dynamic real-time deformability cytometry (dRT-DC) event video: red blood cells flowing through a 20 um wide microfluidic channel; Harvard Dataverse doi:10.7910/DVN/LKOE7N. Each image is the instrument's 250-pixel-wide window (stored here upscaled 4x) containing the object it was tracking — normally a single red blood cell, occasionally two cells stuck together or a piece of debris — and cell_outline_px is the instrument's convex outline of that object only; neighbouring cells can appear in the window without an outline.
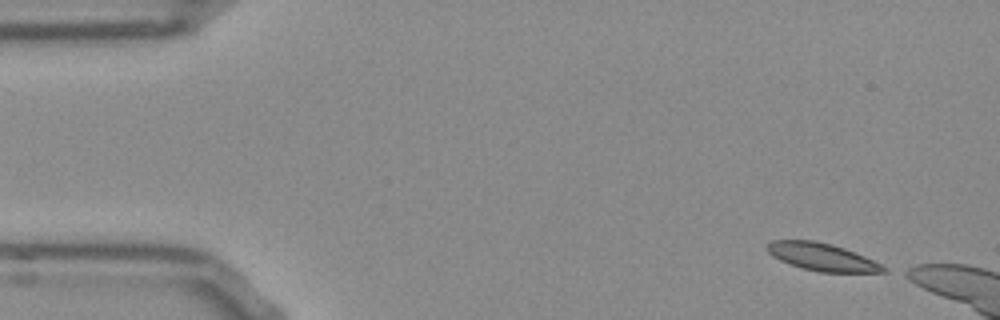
{"species": "Egyptian fruit bat (a non-hibernating species)", "species_latin": "Rousettus aegyptiacus", "temperature_condition": "room temperature", "stored_images_in_passage": 43, "camera_frame_rate_fps": 3000, "um_per_image_px": 0.085, "frame": {"image": 1, "passage_image": 1, "time_ms": 0.0, "image_size_px": [1000, 320], "cell_outline_px": [[888, 272], [820, 272], [804, 268], [780, 260], [772, 256], [768, 252], [768, 244], [772, 240], [812, 240], [832, 244], [844, 248], [864, 256], [888, 268]], "centroid_in_image_um": [69.89, 21.84], "position_along_channel_um": 15.1, "area_um2": 18.38}}
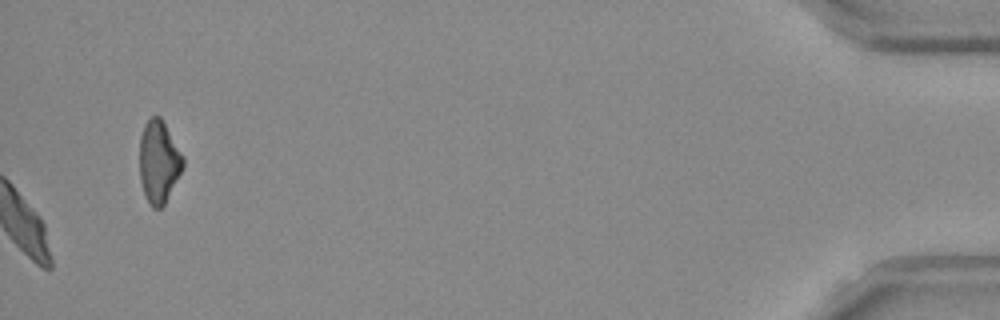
{"frame": {"image": 2, "passage_image": 43, "time_ms": 14.0, "image_size_px": [1000, 320], "cell_outline_px": [[184, 164], [164, 204], [160, 208], [152, 208], [144, 196], [140, 180], [140, 136], [144, 124], [148, 116], [160, 116], [184, 156]], "centroid_in_image_um": [13.47, 13.72], "position_along_channel_um": 421.7, "area_um2": 20.81}, "authors_computed_cell_mechanics": {"area_um2": 21.9062, "velocity_mm_per_s": 3.8115, "shape_relaxation_time_tau1_ms": 5.8536, "shape_relaxation_time_tau2_ms": 1.5665, "deformation_change_tau1": 0.1849, "deformation_change_tau2": 0.0801}}